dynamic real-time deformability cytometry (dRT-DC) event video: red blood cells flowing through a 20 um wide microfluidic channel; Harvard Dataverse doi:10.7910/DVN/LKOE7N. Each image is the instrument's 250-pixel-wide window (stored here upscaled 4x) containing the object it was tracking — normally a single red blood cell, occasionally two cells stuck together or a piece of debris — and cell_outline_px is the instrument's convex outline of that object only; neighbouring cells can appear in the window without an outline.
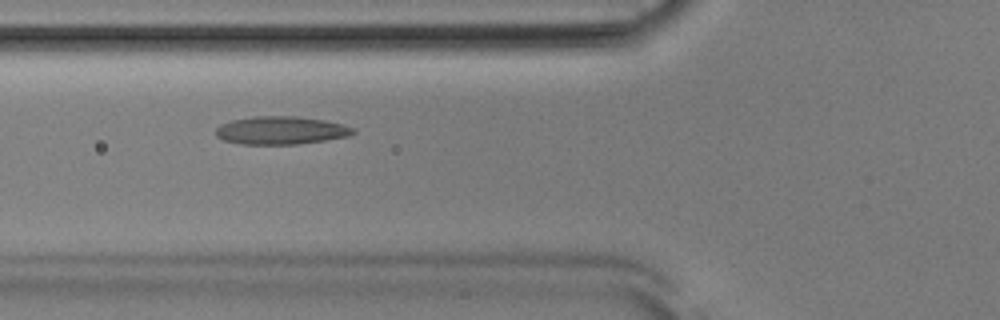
{"species": "Egyptian fruit bat (a non-hibernating species)", "species_latin": "Rousettus aegyptiacus", "temperature_condition": "room temperature", "stored_images_in_passage": 52, "camera_frame_rate_fps": 3000, "um_per_image_px": 0.085, "animal": {"sex": "male"}, "frame": {"image": 1, "passage_image": 19, "time_ms": 6.0, "image_size_px": [1000, 320], "cell_outline_px": [[356, 132], [348, 136], [324, 140], [296, 144], [240, 144], [224, 140], [216, 136], [216, 128], [220, 124], [232, 120], [252, 116], [296, 116], [324, 120], [344, 124], [356, 128]], "centroid_in_image_um": [23.89, 11.07], "position_along_channel_um": 101.9, "area_um2": 22.48}}
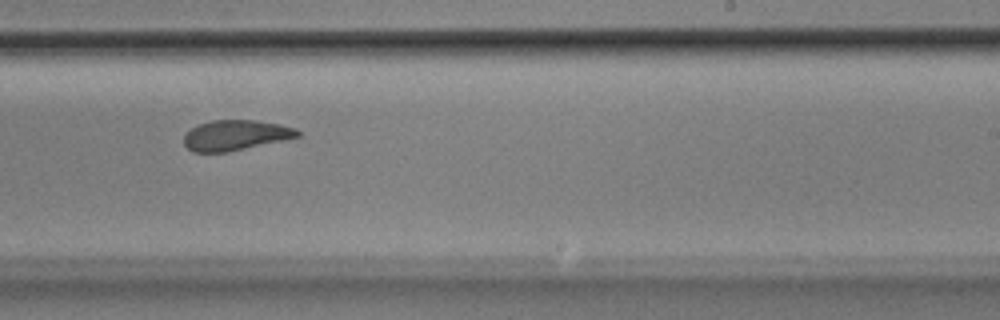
{"frame": {"image": 2, "passage_image": 32, "time_ms": 10.333, "image_size_px": [1000, 320], "cell_outline_px": [[300, 136], [284, 140], [228, 152], [192, 152], [184, 144], [184, 136], [196, 124], [212, 120], [256, 120], [296, 128], [300, 132]], "centroid_in_image_um": [20.0, 11.49], "position_along_channel_um": 269.0, "area_um2": 20.0}}
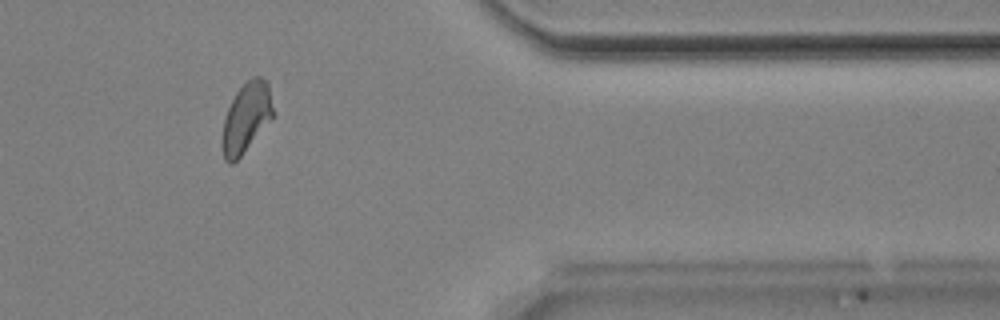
{"frame": {"image": 3, "passage_image": 43, "time_ms": 14.0, "image_size_px": [1000, 320], "cell_outline_px": [[272, 120], [240, 156], [232, 164], [228, 164], [224, 160], [220, 144], [224, 120], [228, 108], [236, 92], [252, 76], [260, 76], [268, 80], [272, 108]], "centroid_in_image_um": [20.91, 10.02], "position_along_channel_um": 390.5, "area_um2": 20.75}, "authors_computed_cell_mechanics": {"area_um2": 21.3571, "velocity_mm_per_s": 3.8646, "shape_relaxation_time_tau1_ms": null, "shape_relaxation_time_tau2_ms": 2.1876, "deformation_change_tau1": null, "deformation_change_tau2": 0.0854}}